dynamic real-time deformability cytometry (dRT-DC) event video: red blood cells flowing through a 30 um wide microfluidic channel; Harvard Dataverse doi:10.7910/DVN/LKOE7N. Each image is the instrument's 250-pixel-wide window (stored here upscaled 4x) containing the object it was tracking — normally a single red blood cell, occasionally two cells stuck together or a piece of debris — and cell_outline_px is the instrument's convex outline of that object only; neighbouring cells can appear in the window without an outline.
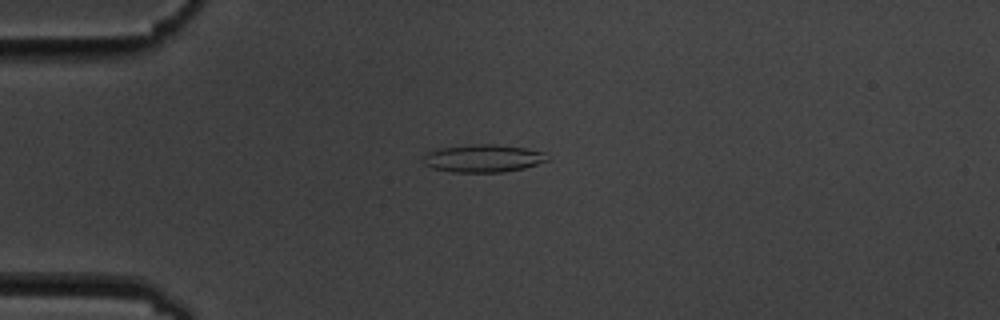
{"species": "common noctule bat (a hibernating species)", "species_latin": "Nyctalus noctula", "temperature_condition": "cold", "stored_images_in_passage": 6, "camera_frame_rate_fps": 3000, "um_per_image_px": 0.085, "animal": {"sex": "male", "body_mass_g": 19.5, "forearm_length_mm": 54.6}, "frame": {"image": 1, "passage_image": 4, "time_ms": 3.667, "image_size_px": [1000, 320], "cell_outline_px": [[548, 160], [524, 168], [504, 172], [452, 172], [432, 168], [424, 164], [424, 156], [428, 152], [440, 148], [472, 144], [496, 144], [524, 148], [544, 152]], "centroid_in_image_um": [41.05, 13.46], "position_along_channel_um": 44.0, "area_um2": 19.88}}